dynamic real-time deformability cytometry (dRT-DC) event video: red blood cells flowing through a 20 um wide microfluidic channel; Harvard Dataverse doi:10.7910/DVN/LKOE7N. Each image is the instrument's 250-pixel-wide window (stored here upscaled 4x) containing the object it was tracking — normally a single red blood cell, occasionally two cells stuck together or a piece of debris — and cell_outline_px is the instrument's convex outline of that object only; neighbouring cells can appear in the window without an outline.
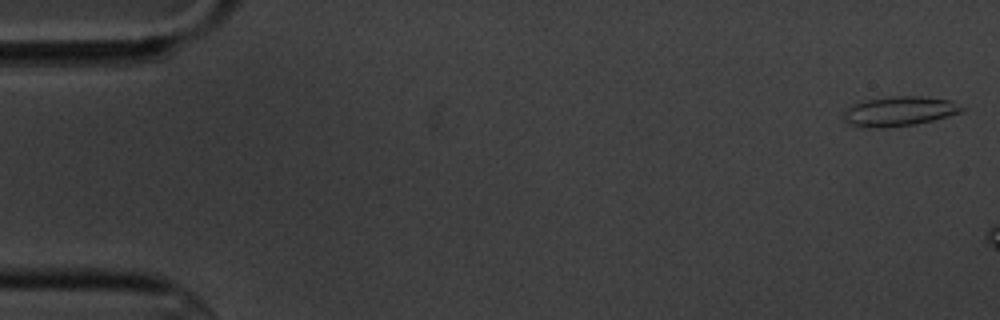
{"species": "common noctule bat (a hibernating species)", "species_latin": "Nyctalus noctula", "temperature_condition": "cold", "stored_images_in_passage": 3, "camera_frame_rate_fps": 3000, "um_per_image_px": 0.085, "animal": {"sex": "male", "body_mass_g": 20.1, "forearm_length_mm": 53.5}, "frame": {"image": 1, "passage_image": 1, "time_ms": 0.0, "image_size_px": [1000, 320], "cell_outline_px": [[964, 108], [960, 112], [948, 116], [916, 124], [884, 128], [868, 128], [848, 124], [844, 120], [844, 108], [852, 104], [868, 100], [892, 96], [920, 96], [952, 100]], "centroid_in_image_um": [76.4, 9.46], "position_along_channel_um": 8.6, "area_um2": 20.46}}